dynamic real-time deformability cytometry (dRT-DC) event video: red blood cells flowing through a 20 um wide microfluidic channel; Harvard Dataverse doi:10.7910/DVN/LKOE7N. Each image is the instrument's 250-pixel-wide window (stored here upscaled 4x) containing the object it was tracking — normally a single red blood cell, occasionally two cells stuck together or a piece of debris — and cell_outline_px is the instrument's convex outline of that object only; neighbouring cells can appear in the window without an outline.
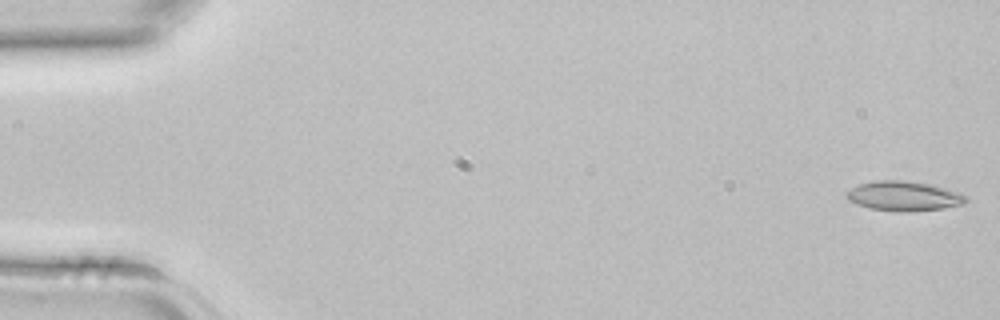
{"species": "common noctule bat (a hibernating species)", "species_latin": "Nyctalus noctula", "temperature_condition": "room temperature", "stored_images_in_passage": 3, "camera_frame_rate_fps": 3000, "um_per_image_px": 0.085, "animal": {"sex": "female", "body_mass_g": 22.7, "forearm_length_mm": 54.2}, "frame": {"image": 1, "passage_image": 1, "time_ms": 0.0, "image_size_px": [1000, 320], "cell_outline_px": [[968, 200], [964, 204], [944, 208], [912, 212], [900, 212], [868, 208], [856, 204], [848, 200], [844, 196], [844, 192], [860, 184], [876, 180], [908, 180], [932, 184], [948, 188], [960, 192], [968, 196]], "centroid_in_image_um": [76.85, 16.66], "position_along_channel_um": 8.2, "area_um2": 21.21}}